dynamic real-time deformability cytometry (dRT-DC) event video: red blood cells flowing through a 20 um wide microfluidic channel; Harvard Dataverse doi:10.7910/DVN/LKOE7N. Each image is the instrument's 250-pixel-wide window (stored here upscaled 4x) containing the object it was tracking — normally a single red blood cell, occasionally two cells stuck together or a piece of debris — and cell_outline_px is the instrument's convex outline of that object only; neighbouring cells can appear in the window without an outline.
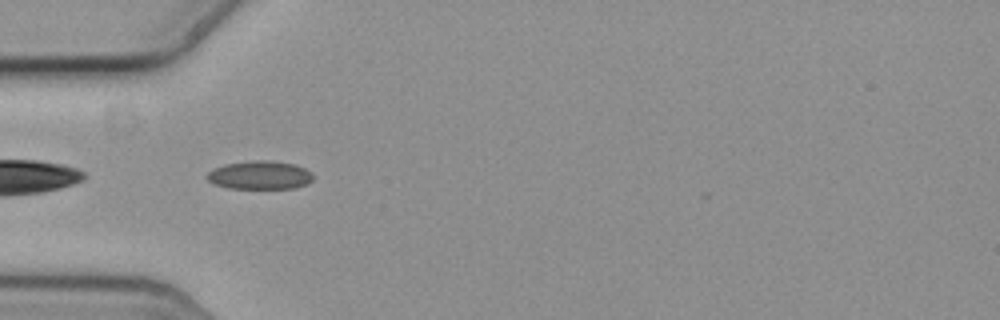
{"species": "common noctule bat (a hibernating species)", "species_latin": "Nyctalus noctula", "temperature_condition": "cold", "stored_images_in_passage": 40, "camera_frame_rate_fps": 3000, "um_per_image_px": 0.085, "animal": {"sex": "female", "body_mass_g": 19.3, "forearm_length_mm": 54.1}, "frame": {"image": 1, "passage_image": 2, "time_ms": 0.333, "image_size_px": [1000, 320], "cell_outline_px": [[312, 180], [308, 184], [296, 188], [228, 188], [212, 184], [204, 176], [212, 168], [224, 164], [252, 160], [272, 160], [296, 164], [312, 172]], "centroid_in_image_um": [22.06, 14.88], "position_along_channel_um": 62.9, "area_um2": 17.92}}
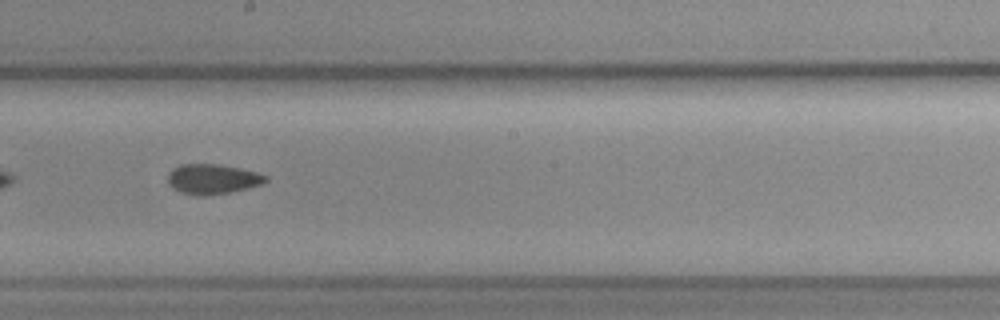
{"frame": {"image": 2, "passage_image": 16, "time_ms": 5.0, "image_size_px": [1000, 320], "cell_outline_px": [[268, 180], [260, 184], [248, 188], [228, 192], [204, 196], [200, 196], [180, 192], [172, 188], [168, 184], [168, 172], [172, 168], [180, 164], [220, 164], [240, 168], [256, 172], [268, 176]], "centroid_in_image_um": [18.03, 15.21], "position_along_channel_um": 230.2, "area_um2": 17.17}}
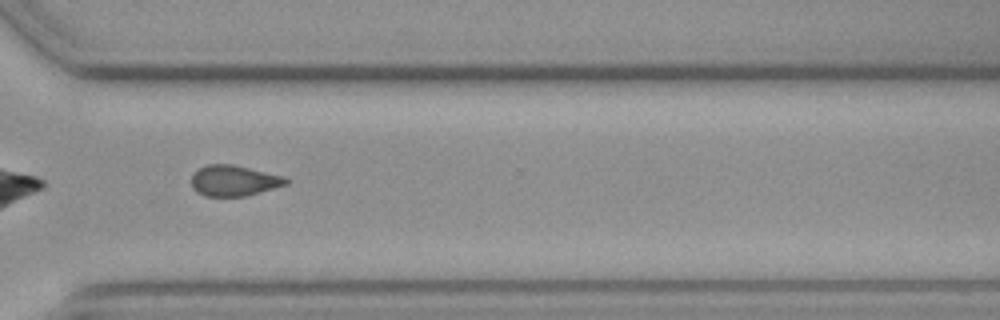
{"frame": {"image": 3, "passage_image": 26, "time_ms": 8.333, "image_size_px": [1000, 320], "cell_outline_px": [[288, 184], [244, 196], [204, 196], [196, 192], [192, 188], [192, 176], [200, 168], [208, 164], [232, 164], [284, 176], [288, 180]], "centroid_in_image_um": [19.87, 15.36], "position_along_channel_um": 350.7, "area_um2": 16.76}, "authors_computed_cell_mechanics": {"area_um2": 17.1955, "velocity_mm_per_s": 3.6173, "shape_relaxation_time_tau1_ms": null, "shape_relaxation_time_tau2_ms": 8.8568, "deformation_change_tau1": null, "deformation_change_tau2": 0.1502}}